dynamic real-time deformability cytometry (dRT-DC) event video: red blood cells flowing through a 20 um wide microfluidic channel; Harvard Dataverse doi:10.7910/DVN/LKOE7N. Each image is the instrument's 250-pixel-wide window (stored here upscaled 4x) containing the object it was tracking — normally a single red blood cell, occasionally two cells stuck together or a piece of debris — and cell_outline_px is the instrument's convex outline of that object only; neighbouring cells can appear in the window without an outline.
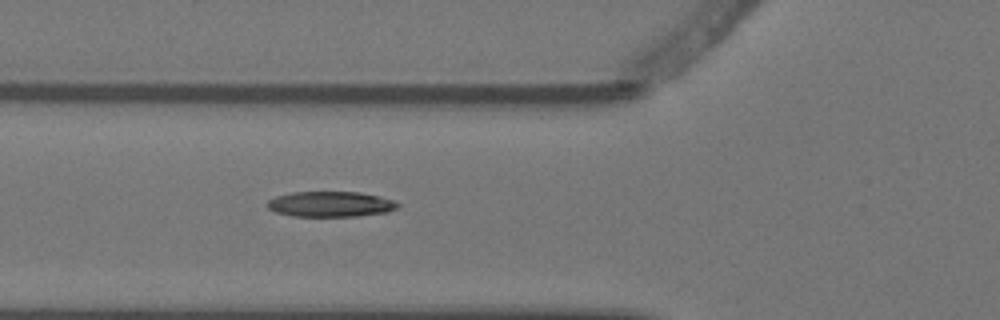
{"species": "Egyptian fruit bat (a non-hibernating species)", "species_latin": "Rousettus aegyptiacus", "temperature_condition": "warm", "stored_images_in_passage": 6, "camera_frame_rate_fps": 3000, "um_per_image_px": 0.085, "animal": {"sex": "female"}, "frame": {"image": 1, "passage_image": 5, "time_ms": 1.333, "image_size_px": [1000, 320], "cell_outline_px": [[400, 208], [388, 212], [356, 216], [292, 216], [276, 212], [268, 208], [264, 204], [268, 200], [276, 196], [292, 192], [360, 192], [380, 196], [396, 200], [400, 204]], "centroid_in_image_um": [28.13, 17.35], "position_along_channel_um": 97.7, "area_um2": 19.59}}